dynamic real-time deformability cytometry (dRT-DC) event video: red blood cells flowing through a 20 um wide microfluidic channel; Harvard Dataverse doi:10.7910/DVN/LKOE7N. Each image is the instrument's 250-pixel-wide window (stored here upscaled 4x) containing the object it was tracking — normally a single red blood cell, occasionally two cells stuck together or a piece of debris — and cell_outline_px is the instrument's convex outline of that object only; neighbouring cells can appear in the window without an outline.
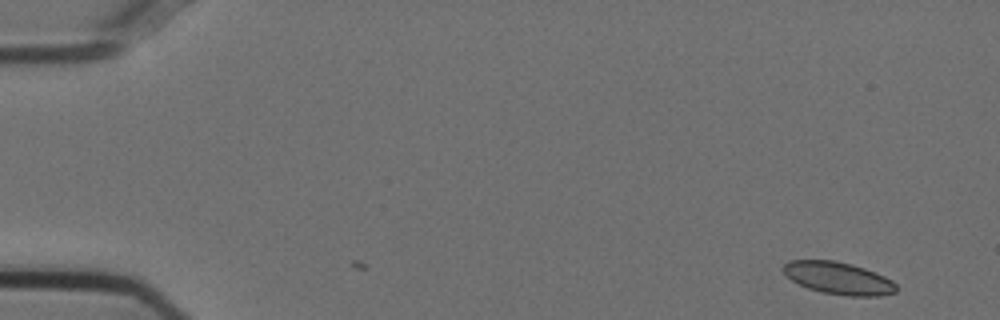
{"species": "Egyptian fruit bat (a non-hibernating species)", "species_latin": "Rousettus aegyptiacus", "temperature_condition": "cold", "stored_images_in_passage": 2, "camera_frame_rate_fps": 3000, "um_per_image_px": 0.085, "animal": {"sex": "female"}, "frame": {"image": 1, "passage_image": 2, "time_ms": 0.333, "image_size_px": [1000, 320], "cell_outline_px": [[896, 292], [880, 296], [848, 296], [820, 292], [808, 288], [792, 280], [780, 268], [788, 260], [832, 260], [852, 264], [864, 268], [884, 276], [892, 280], [896, 284]], "centroid_in_image_um": [71.25, 23.64], "position_along_channel_um": 13.7, "area_um2": 21.27}}